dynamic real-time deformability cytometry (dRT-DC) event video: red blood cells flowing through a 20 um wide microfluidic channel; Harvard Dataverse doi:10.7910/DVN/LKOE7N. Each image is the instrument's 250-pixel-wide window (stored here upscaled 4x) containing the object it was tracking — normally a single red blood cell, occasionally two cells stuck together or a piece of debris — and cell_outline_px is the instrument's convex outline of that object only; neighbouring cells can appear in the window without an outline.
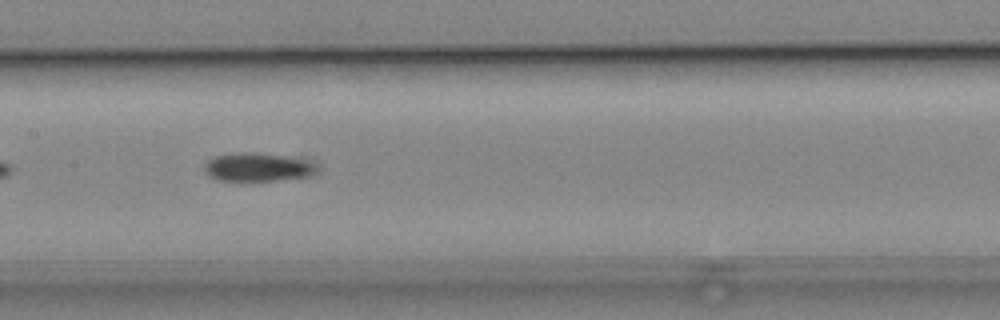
{"species": "common noctule bat (a hibernating species)", "species_latin": "Nyctalus noctula", "temperature_condition": "cold", "stored_images_in_passage": 27, "camera_frame_rate_fps": 3000, "um_per_image_px": 0.085, "animal": {"sex": "male", "body_mass_g": 19.2, "forearm_length_mm": 51.8}, "frame": {"image": 1, "passage_image": 12, "time_ms": 3.667, "image_size_px": [1000, 320], "cell_outline_px": [[316, 168], [312, 172], [304, 176], [276, 180], [220, 180], [208, 176], [204, 172], [204, 164], [208, 160], [216, 156], [236, 152], [256, 152], [280, 156], [312, 164]], "centroid_in_image_um": [21.7, 14.2], "position_along_channel_um": 185.7, "area_um2": 17.74}, "authors_computed_cell_mechanics": {"area_um2": 17.7446, "velocity_mm_per_s": 3.8395, "shape_relaxation_time_tau1_ms": 6.9084, "shape_relaxation_time_tau2_ms": 8.0019, "deformation_change_tau1": 0.1575, "deformation_change_tau2": 0.1461}}